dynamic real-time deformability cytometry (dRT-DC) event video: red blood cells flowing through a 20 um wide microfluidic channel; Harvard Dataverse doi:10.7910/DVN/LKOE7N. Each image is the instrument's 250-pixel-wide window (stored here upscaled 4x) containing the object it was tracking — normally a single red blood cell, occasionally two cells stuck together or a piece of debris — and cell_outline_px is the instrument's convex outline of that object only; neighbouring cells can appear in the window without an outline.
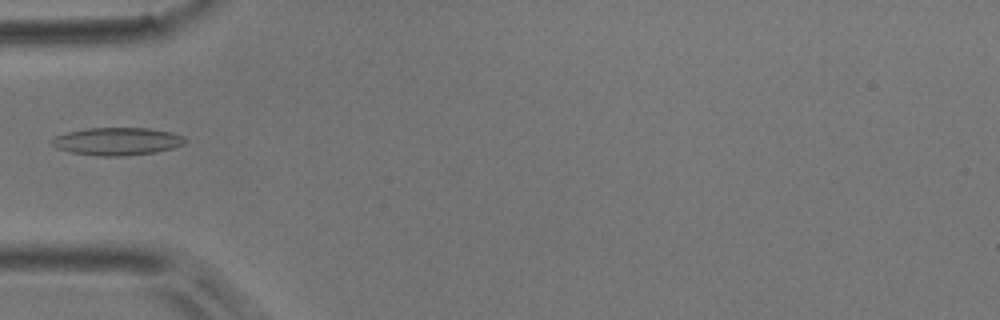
{"species": "common noctule bat (a hibernating species)", "species_latin": "Nyctalus noctula", "temperature_condition": "room temperature", "stored_images_in_passage": 3, "camera_frame_rate_fps": 3000, "um_per_image_px": 0.085, "animal": {"sex": "male", "body_mass_g": 17.9}, "frame": {"image": 1, "passage_image": 2, "time_ms": 1.333, "image_size_px": [1000, 320], "cell_outline_px": [[188, 140], [184, 144], [172, 148], [156, 152], [120, 156], [96, 156], [72, 152], [56, 148], [52, 144], [52, 140], [56, 136], [64, 132], [88, 128], [148, 128], [172, 132], [184, 136]], "centroid_in_image_um": [9.98, 12.01], "position_along_channel_um": 75.0, "area_um2": 21.56}}
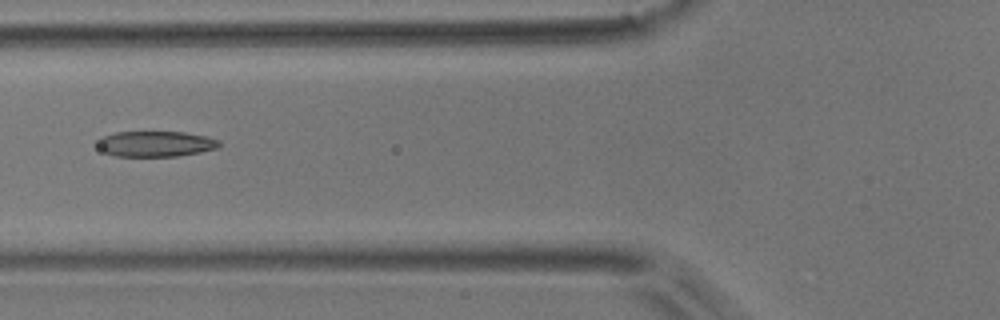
{"frame": {"image": 2, "passage_image": 3, "time_ms": 2.333, "image_size_px": [1000, 320], "cell_outline_px": [[220, 144], [216, 148], [200, 152], [176, 156], [116, 156], [104, 152], [96, 144], [96, 140], [100, 136], [116, 132], [184, 132], [208, 136], [220, 140]], "centroid_in_image_um": [13.2, 12.22], "position_along_channel_um": 112.6, "area_um2": 18.26}}